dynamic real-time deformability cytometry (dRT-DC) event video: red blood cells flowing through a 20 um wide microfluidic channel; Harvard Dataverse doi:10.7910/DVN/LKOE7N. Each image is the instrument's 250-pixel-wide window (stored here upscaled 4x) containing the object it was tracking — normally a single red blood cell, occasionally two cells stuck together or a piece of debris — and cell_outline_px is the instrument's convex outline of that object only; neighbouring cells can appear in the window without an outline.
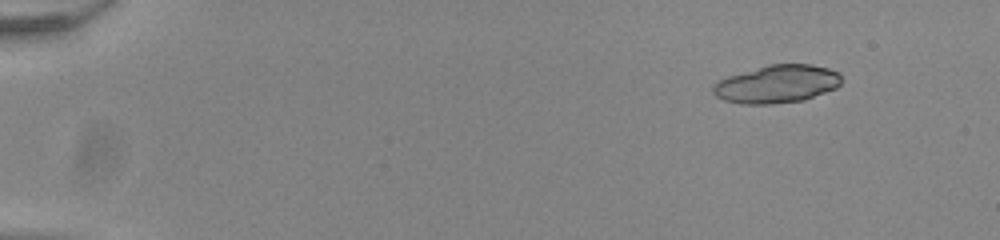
{"species": "common noctule bat (a hibernating species)", "species_latin": "Nyctalus noctula", "temperature_condition": "room temperature", "stored_images_in_passage": 49, "camera_frame_rate_fps": 3000, "um_per_image_px": 0.085, "animal": {"sex": "male", "body_mass_g": 20.0, "forearm_length_mm": 53.3}, "frame": {"image": 1, "passage_image": 1, "time_ms": 0.0, "image_size_px": [1000, 240], "cell_outline_px": [[840, 84], [836, 88], [804, 100], [772, 104], [740, 104], [724, 100], [716, 96], [712, 92], [712, 88], [720, 80], [728, 76], [768, 64], [812, 64], [828, 68], [840, 72]], "centroid_in_image_um": [66.05, 7.14], "position_along_channel_um": 19.0, "area_um2": 28.38}}